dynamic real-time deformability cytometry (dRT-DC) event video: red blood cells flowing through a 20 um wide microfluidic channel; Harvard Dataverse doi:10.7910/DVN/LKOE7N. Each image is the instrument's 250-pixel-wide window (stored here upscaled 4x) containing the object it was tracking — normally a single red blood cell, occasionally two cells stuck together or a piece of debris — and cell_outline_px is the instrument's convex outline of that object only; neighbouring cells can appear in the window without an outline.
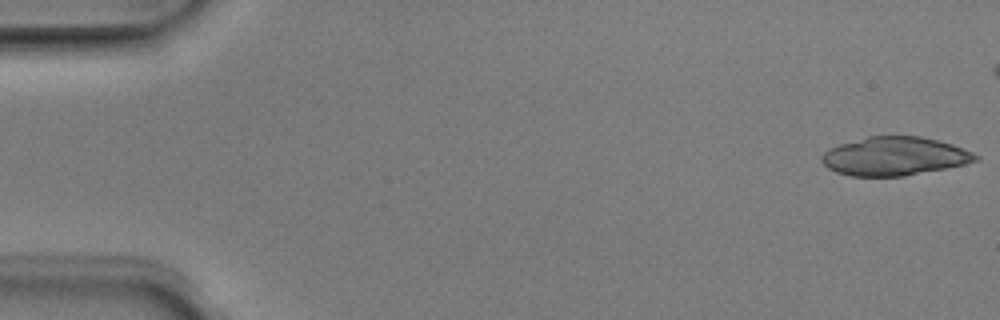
{"species": "Egyptian fruit bat (a non-hibernating species)", "species_latin": "Rousettus aegyptiacus", "temperature_condition": "room temperature", "stored_images_in_passage": 5, "camera_frame_rate_fps": 3000, "um_per_image_px": 0.085, "animal": {"sex": "male"}, "frame": {"image": 1, "passage_image": 1, "time_ms": 0.0, "image_size_px": [1000, 320], "cell_outline_px": [[980, 160], [964, 164], [904, 176], [848, 176], [836, 172], [828, 168], [820, 160], [820, 156], [828, 148], [840, 144], [868, 136], [920, 136], [952, 144], [972, 152], [980, 156]], "centroid_in_image_um": [76.0, 13.28], "position_along_channel_um": 9.0, "area_um2": 34.51}}
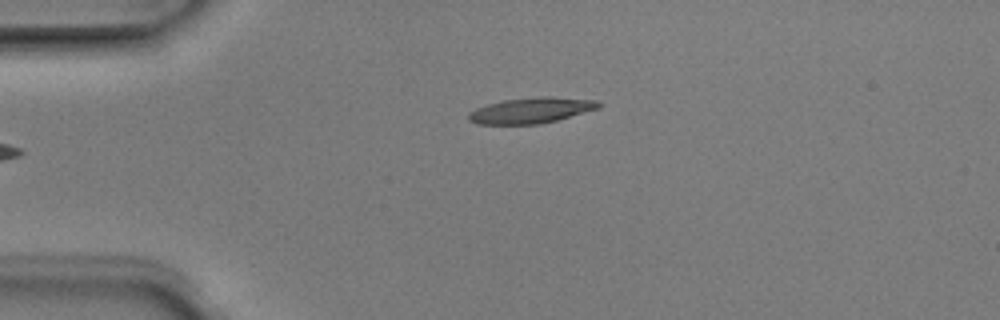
{"frame": {"image": 2, "passage_image": 5, "time_ms": 1.333, "image_size_px": [1000, 320], "cell_outline_px": [[604, 104], [600, 108], [556, 120], [540, 124], [476, 124], [468, 120], [468, 112], [476, 108], [488, 104], [504, 100], [540, 96], [548, 96], [596, 100]], "centroid_in_image_um": [45.16, 9.38], "position_along_channel_um": 39.8, "area_um2": 19.54}}